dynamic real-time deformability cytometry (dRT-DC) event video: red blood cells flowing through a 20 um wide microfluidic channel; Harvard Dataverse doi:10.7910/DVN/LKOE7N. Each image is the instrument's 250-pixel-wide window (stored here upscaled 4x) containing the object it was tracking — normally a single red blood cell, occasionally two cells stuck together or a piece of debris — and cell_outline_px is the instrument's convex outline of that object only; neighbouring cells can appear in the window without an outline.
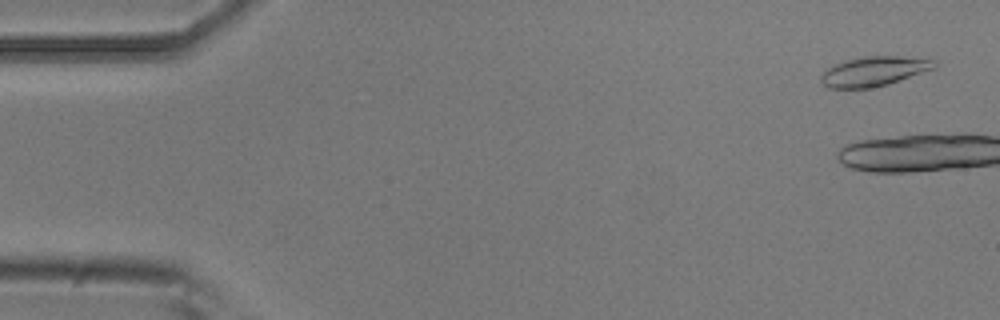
{"species": "common noctule bat (a hibernating species)", "species_latin": "Nyctalus noctula", "temperature_condition": "room temperature", "stored_images_in_passage": 5, "camera_frame_rate_fps": 3000, "um_per_image_px": 0.085, "animal": {"sex": "male", "body_mass_g": 20.5, "forearm_length_mm": 52.5}, "frame": {"image": 1, "passage_image": 2, "time_ms": 0.333, "image_size_px": [1000, 320], "cell_outline_px": [[936, 68], [888, 84], [868, 88], [828, 88], [820, 80], [820, 76], [828, 68], [836, 64], [848, 60], [864, 56], [900, 56], [936, 60]], "centroid_in_image_um": [74.31, 6.06], "position_along_channel_um": 10.7, "area_um2": 19.36}}